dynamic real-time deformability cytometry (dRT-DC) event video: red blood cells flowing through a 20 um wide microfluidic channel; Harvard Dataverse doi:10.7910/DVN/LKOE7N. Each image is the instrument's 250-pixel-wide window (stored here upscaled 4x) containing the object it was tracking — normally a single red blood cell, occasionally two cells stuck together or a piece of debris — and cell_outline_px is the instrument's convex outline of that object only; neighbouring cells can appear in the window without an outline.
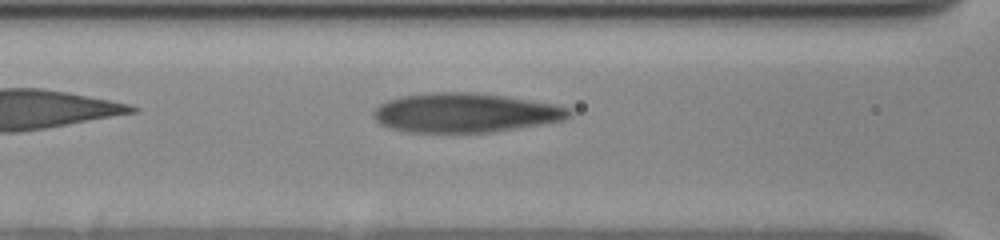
{"species": "human", "species_latin": "Homo sapiens", "temperature_condition": "cold", "stored_images_in_passage": 18, "camera_frame_rate_fps": 3000, "um_per_image_px": 0.085, "donor": {"sex": "female"}, "frame": {"image": 1, "passage_image": 4, "time_ms": 1.667, "image_size_px": [1000, 240], "cell_outline_px": [[572, 116], [564, 120], [544, 124], [492, 132], [408, 132], [388, 128], [380, 124], [372, 116], [372, 112], [384, 100], [400, 96], [428, 92], [472, 92], [504, 96], [556, 104], [568, 108], [572, 112]], "centroid_in_image_um": [39.52, 9.58], "position_along_channel_um": 127.1, "area_um2": 45.2}}
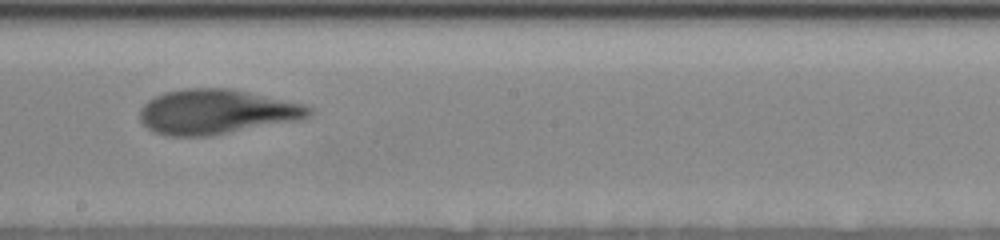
{"frame": {"image": 2, "passage_image": 8, "time_ms": 4.667, "image_size_px": [1000, 240], "cell_outline_px": [[312, 116], [300, 120], [208, 136], [168, 136], [152, 132], [140, 120], [140, 108], [148, 100], [164, 92], [184, 88], [232, 88], [304, 104], [312, 108]], "centroid_in_image_um": [18.4, 9.5], "position_along_channel_um": 229.8, "area_um2": 44.33}}
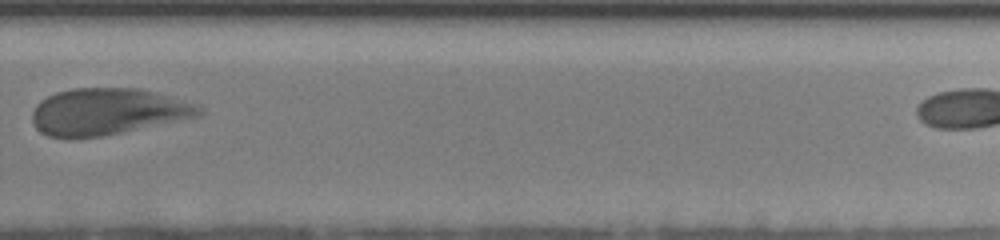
{"frame": {"image": 3, "passage_image": 13, "time_ms": 7.333, "image_size_px": [1000, 240], "cell_outline_px": [[204, 112], [200, 116], [100, 136], [48, 136], [40, 132], [36, 128], [32, 120], [32, 112], [36, 104], [40, 100], [56, 92], [72, 88], [140, 88], [156, 92], [196, 104], [204, 108]], "centroid_in_image_um": [9.15, 9.46], "position_along_channel_um": 320.7, "area_um2": 44.85}}